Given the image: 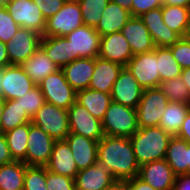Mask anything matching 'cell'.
<instances>
[{
    "label": "cell",
    "instance_id": "d6a6232c",
    "mask_svg": "<svg viewBox=\"0 0 190 190\" xmlns=\"http://www.w3.org/2000/svg\"><path fill=\"white\" fill-rule=\"evenodd\" d=\"M10 154L14 161H22L26 164V152L28 147L29 123L17 126L13 130L4 133Z\"/></svg>",
    "mask_w": 190,
    "mask_h": 190
},
{
    "label": "cell",
    "instance_id": "484cf974",
    "mask_svg": "<svg viewBox=\"0 0 190 190\" xmlns=\"http://www.w3.org/2000/svg\"><path fill=\"white\" fill-rule=\"evenodd\" d=\"M40 48L59 68L76 60L65 36H42Z\"/></svg>",
    "mask_w": 190,
    "mask_h": 190
},
{
    "label": "cell",
    "instance_id": "7a4b0ae2",
    "mask_svg": "<svg viewBox=\"0 0 190 190\" xmlns=\"http://www.w3.org/2000/svg\"><path fill=\"white\" fill-rule=\"evenodd\" d=\"M171 138L160 126L138 128L129 139L139 166L165 159Z\"/></svg>",
    "mask_w": 190,
    "mask_h": 190
},
{
    "label": "cell",
    "instance_id": "f907efd6",
    "mask_svg": "<svg viewBox=\"0 0 190 190\" xmlns=\"http://www.w3.org/2000/svg\"><path fill=\"white\" fill-rule=\"evenodd\" d=\"M105 190H129L128 189V180L127 181L115 180Z\"/></svg>",
    "mask_w": 190,
    "mask_h": 190
},
{
    "label": "cell",
    "instance_id": "9a60e30c",
    "mask_svg": "<svg viewBox=\"0 0 190 190\" xmlns=\"http://www.w3.org/2000/svg\"><path fill=\"white\" fill-rule=\"evenodd\" d=\"M143 90L129 69L123 67L112 86V101L136 109Z\"/></svg>",
    "mask_w": 190,
    "mask_h": 190
},
{
    "label": "cell",
    "instance_id": "6da1fadb",
    "mask_svg": "<svg viewBox=\"0 0 190 190\" xmlns=\"http://www.w3.org/2000/svg\"><path fill=\"white\" fill-rule=\"evenodd\" d=\"M97 162L103 165L115 180L127 181L139 175L132 143L127 137L104 136L98 141Z\"/></svg>",
    "mask_w": 190,
    "mask_h": 190
},
{
    "label": "cell",
    "instance_id": "8d00e7d4",
    "mask_svg": "<svg viewBox=\"0 0 190 190\" xmlns=\"http://www.w3.org/2000/svg\"><path fill=\"white\" fill-rule=\"evenodd\" d=\"M109 2L110 0H80L79 5L84 25L96 28L102 17L103 10Z\"/></svg>",
    "mask_w": 190,
    "mask_h": 190
},
{
    "label": "cell",
    "instance_id": "e0dca14e",
    "mask_svg": "<svg viewBox=\"0 0 190 190\" xmlns=\"http://www.w3.org/2000/svg\"><path fill=\"white\" fill-rule=\"evenodd\" d=\"M98 57L126 67L133 53L124 35L121 32H115L100 38Z\"/></svg>",
    "mask_w": 190,
    "mask_h": 190
},
{
    "label": "cell",
    "instance_id": "9f6ffc18",
    "mask_svg": "<svg viewBox=\"0 0 190 190\" xmlns=\"http://www.w3.org/2000/svg\"><path fill=\"white\" fill-rule=\"evenodd\" d=\"M187 175L190 176V144L188 143V170Z\"/></svg>",
    "mask_w": 190,
    "mask_h": 190
},
{
    "label": "cell",
    "instance_id": "603a6c76",
    "mask_svg": "<svg viewBox=\"0 0 190 190\" xmlns=\"http://www.w3.org/2000/svg\"><path fill=\"white\" fill-rule=\"evenodd\" d=\"M95 68V58H79L63 66L65 79L76 91L89 88Z\"/></svg>",
    "mask_w": 190,
    "mask_h": 190
},
{
    "label": "cell",
    "instance_id": "4dcf8cb0",
    "mask_svg": "<svg viewBox=\"0 0 190 190\" xmlns=\"http://www.w3.org/2000/svg\"><path fill=\"white\" fill-rule=\"evenodd\" d=\"M26 166L22 161L0 165V190H23Z\"/></svg>",
    "mask_w": 190,
    "mask_h": 190
},
{
    "label": "cell",
    "instance_id": "4316f807",
    "mask_svg": "<svg viewBox=\"0 0 190 190\" xmlns=\"http://www.w3.org/2000/svg\"><path fill=\"white\" fill-rule=\"evenodd\" d=\"M20 66L37 85L48 75L59 69L40 47Z\"/></svg>",
    "mask_w": 190,
    "mask_h": 190
},
{
    "label": "cell",
    "instance_id": "83f0119b",
    "mask_svg": "<svg viewBox=\"0 0 190 190\" xmlns=\"http://www.w3.org/2000/svg\"><path fill=\"white\" fill-rule=\"evenodd\" d=\"M76 102L85 107L95 118L102 121L112 102V97L111 94L87 88L76 92Z\"/></svg>",
    "mask_w": 190,
    "mask_h": 190
},
{
    "label": "cell",
    "instance_id": "836d02e7",
    "mask_svg": "<svg viewBox=\"0 0 190 190\" xmlns=\"http://www.w3.org/2000/svg\"><path fill=\"white\" fill-rule=\"evenodd\" d=\"M32 122L25 110L15 100H4L1 115L2 133L13 130L17 126Z\"/></svg>",
    "mask_w": 190,
    "mask_h": 190
},
{
    "label": "cell",
    "instance_id": "7bdbcfd3",
    "mask_svg": "<svg viewBox=\"0 0 190 190\" xmlns=\"http://www.w3.org/2000/svg\"><path fill=\"white\" fill-rule=\"evenodd\" d=\"M162 6L163 0H132L131 16L140 17L143 13Z\"/></svg>",
    "mask_w": 190,
    "mask_h": 190
},
{
    "label": "cell",
    "instance_id": "7402d4cb",
    "mask_svg": "<svg viewBox=\"0 0 190 190\" xmlns=\"http://www.w3.org/2000/svg\"><path fill=\"white\" fill-rule=\"evenodd\" d=\"M123 66L114 63L112 61L101 59L100 57L95 58V68L89 89L111 94L112 86L118 78Z\"/></svg>",
    "mask_w": 190,
    "mask_h": 190
},
{
    "label": "cell",
    "instance_id": "11a10c76",
    "mask_svg": "<svg viewBox=\"0 0 190 190\" xmlns=\"http://www.w3.org/2000/svg\"><path fill=\"white\" fill-rule=\"evenodd\" d=\"M4 100L0 97V134L2 133L1 115L3 112Z\"/></svg>",
    "mask_w": 190,
    "mask_h": 190
},
{
    "label": "cell",
    "instance_id": "bcb514c9",
    "mask_svg": "<svg viewBox=\"0 0 190 190\" xmlns=\"http://www.w3.org/2000/svg\"><path fill=\"white\" fill-rule=\"evenodd\" d=\"M176 137L186 140L190 144V110L187 113Z\"/></svg>",
    "mask_w": 190,
    "mask_h": 190
},
{
    "label": "cell",
    "instance_id": "ee69618b",
    "mask_svg": "<svg viewBox=\"0 0 190 190\" xmlns=\"http://www.w3.org/2000/svg\"><path fill=\"white\" fill-rule=\"evenodd\" d=\"M42 11L43 16L47 20L55 15L64 5L63 0H32Z\"/></svg>",
    "mask_w": 190,
    "mask_h": 190
},
{
    "label": "cell",
    "instance_id": "f6af8a7d",
    "mask_svg": "<svg viewBox=\"0 0 190 190\" xmlns=\"http://www.w3.org/2000/svg\"><path fill=\"white\" fill-rule=\"evenodd\" d=\"M14 161L7 144L4 133L0 134V165L7 164Z\"/></svg>",
    "mask_w": 190,
    "mask_h": 190
},
{
    "label": "cell",
    "instance_id": "7dc6e473",
    "mask_svg": "<svg viewBox=\"0 0 190 190\" xmlns=\"http://www.w3.org/2000/svg\"><path fill=\"white\" fill-rule=\"evenodd\" d=\"M129 190H156L150 184L145 183L138 176L128 180Z\"/></svg>",
    "mask_w": 190,
    "mask_h": 190
},
{
    "label": "cell",
    "instance_id": "74e56055",
    "mask_svg": "<svg viewBox=\"0 0 190 190\" xmlns=\"http://www.w3.org/2000/svg\"><path fill=\"white\" fill-rule=\"evenodd\" d=\"M32 119L41 106L45 104V98L38 85L29 90L20 98L14 99Z\"/></svg>",
    "mask_w": 190,
    "mask_h": 190
},
{
    "label": "cell",
    "instance_id": "9c48e42d",
    "mask_svg": "<svg viewBox=\"0 0 190 190\" xmlns=\"http://www.w3.org/2000/svg\"><path fill=\"white\" fill-rule=\"evenodd\" d=\"M126 67L143 89L159 87L161 78L155 49L150 52L133 55Z\"/></svg>",
    "mask_w": 190,
    "mask_h": 190
},
{
    "label": "cell",
    "instance_id": "8992f818",
    "mask_svg": "<svg viewBox=\"0 0 190 190\" xmlns=\"http://www.w3.org/2000/svg\"><path fill=\"white\" fill-rule=\"evenodd\" d=\"M169 104L166 95L158 88L144 89L137 105L139 128L159 126L165 108Z\"/></svg>",
    "mask_w": 190,
    "mask_h": 190
},
{
    "label": "cell",
    "instance_id": "f5cc1de1",
    "mask_svg": "<svg viewBox=\"0 0 190 190\" xmlns=\"http://www.w3.org/2000/svg\"><path fill=\"white\" fill-rule=\"evenodd\" d=\"M180 77L185 82L186 87L188 88L189 93H190V67L182 69V73Z\"/></svg>",
    "mask_w": 190,
    "mask_h": 190
},
{
    "label": "cell",
    "instance_id": "7c38bea8",
    "mask_svg": "<svg viewBox=\"0 0 190 190\" xmlns=\"http://www.w3.org/2000/svg\"><path fill=\"white\" fill-rule=\"evenodd\" d=\"M55 140L32 122L29 123L26 165L45 167L52 153Z\"/></svg>",
    "mask_w": 190,
    "mask_h": 190
},
{
    "label": "cell",
    "instance_id": "ab89813d",
    "mask_svg": "<svg viewBox=\"0 0 190 190\" xmlns=\"http://www.w3.org/2000/svg\"><path fill=\"white\" fill-rule=\"evenodd\" d=\"M20 26L7 12L5 7H0V41L7 43L16 34Z\"/></svg>",
    "mask_w": 190,
    "mask_h": 190
},
{
    "label": "cell",
    "instance_id": "d590c367",
    "mask_svg": "<svg viewBox=\"0 0 190 190\" xmlns=\"http://www.w3.org/2000/svg\"><path fill=\"white\" fill-rule=\"evenodd\" d=\"M159 89L171 102L190 103V93L181 77L161 81Z\"/></svg>",
    "mask_w": 190,
    "mask_h": 190
},
{
    "label": "cell",
    "instance_id": "5bb4252c",
    "mask_svg": "<svg viewBox=\"0 0 190 190\" xmlns=\"http://www.w3.org/2000/svg\"><path fill=\"white\" fill-rule=\"evenodd\" d=\"M65 38L70 41L75 59L99 56L101 36L95 28L82 25L66 35Z\"/></svg>",
    "mask_w": 190,
    "mask_h": 190
},
{
    "label": "cell",
    "instance_id": "3957f363",
    "mask_svg": "<svg viewBox=\"0 0 190 190\" xmlns=\"http://www.w3.org/2000/svg\"><path fill=\"white\" fill-rule=\"evenodd\" d=\"M106 136L130 138L138 130L137 111L116 102H111L102 120Z\"/></svg>",
    "mask_w": 190,
    "mask_h": 190
},
{
    "label": "cell",
    "instance_id": "ffe728a7",
    "mask_svg": "<svg viewBox=\"0 0 190 190\" xmlns=\"http://www.w3.org/2000/svg\"><path fill=\"white\" fill-rule=\"evenodd\" d=\"M120 32L130 44L133 55L150 52L155 49L150 32L139 17H131Z\"/></svg>",
    "mask_w": 190,
    "mask_h": 190
},
{
    "label": "cell",
    "instance_id": "d6986e66",
    "mask_svg": "<svg viewBox=\"0 0 190 190\" xmlns=\"http://www.w3.org/2000/svg\"><path fill=\"white\" fill-rule=\"evenodd\" d=\"M65 141L72 151L78 171L97 163L98 141L75 133H69Z\"/></svg>",
    "mask_w": 190,
    "mask_h": 190
},
{
    "label": "cell",
    "instance_id": "1f68e13d",
    "mask_svg": "<svg viewBox=\"0 0 190 190\" xmlns=\"http://www.w3.org/2000/svg\"><path fill=\"white\" fill-rule=\"evenodd\" d=\"M163 22L181 37H185L190 24V8L182 6H162Z\"/></svg>",
    "mask_w": 190,
    "mask_h": 190
},
{
    "label": "cell",
    "instance_id": "f1b7e54d",
    "mask_svg": "<svg viewBox=\"0 0 190 190\" xmlns=\"http://www.w3.org/2000/svg\"><path fill=\"white\" fill-rule=\"evenodd\" d=\"M189 110L190 103L169 101L163 112L159 126L172 137L177 136Z\"/></svg>",
    "mask_w": 190,
    "mask_h": 190
},
{
    "label": "cell",
    "instance_id": "ba28073f",
    "mask_svg": "<svg viewBox=\"0 0 190 190\" xmlns=\"http://www.w3.org/2000/svg\"><path fill=\"white\" fill-rule=\"evenodd\" d=\"M5 8L21 28L34 30L43 36L46 19L32 0H8Z\"/></svg>",
    "mask_w": 190,
    "mask_h": 190
},
{
    "label": "cell",
    "instance_id": "5b68a950",
    "mask_svg": "<svg viewBox=\"0 0 190 190\" xmlns=\"http://www.w3.org/2000/svg\"><path fill=\"white\" fill-rule=\"evenodd\" d=\"M46 103L68 110L76 102V91L59 68L38 83Z\"/></svg>",
    "mask_w": 190,
    "mask_h": 190
},
{
    "label": "cell",
    "instance_id": "e575fe53",
    "mask_svg": "<svg viewBox=\"0 0 190 190\" xmlns=\"http://www.w3.org/2000/svg\"><path fill=\"white\" fill-rule=\"evenodd\" d=\"M161 81L179 77L182 68L174 59L169 47H155Z\"/></svg>",
    "mask_w": 190,
    "mask_h": 190
},
{
    "label": "cell",
    "instance_id": "680465c9",
    "mask_svg": "<svg viewBox=\"0 0 190 190\" xmlns=\"http://www.w3.org/2000/svg\"><path fill=\"white\" fill-rule=\"evenodd\" d=\"M65 3H79L80 0H63Z\"/></svg>",
    "mask_w": 190,
    "mask_h": 190
},
{
    "label": "cell",
    "instance_id": "f35d334b",
    "mask_svg": "<svg viewBox=\"0 0 190 190\" xmlns=\"http://www.w3.org/2000/svg\"><path fill=\"white\" fill-rule=\"evenodd\" d=\"M23 190H47L46 167L26 166Z\"/></svg>",
    "mask_w": 190,
    "mask_h": 190
},
{
    "label": "cell",
    "instance_id": "277c9868",
    "mask_svg": "<svg viewBox=\"0 0 190 190\" xmlns=\"http://www.w3.org/2000/svg\"><path fill=\"white\" fill-rule=\"evenodd\" d=\"M32 123L55 141L65 140L70 133L68 110L46 102L36 112Z\"/></svg>",
    "mask_w": 190,
    "mask_h": 190
},
{
    "label": "cell",
    "instance_id": "30bf717a",
    "mask_svg": "<svg viewBox=\"0 0 190 190\" xmlns=\"http://www.w3.org/2000/svg\"><path fill=\"white\" fill-rule=\"evenodd\" d=\"M84 25L79 3H64L63 7L46 20L43 36H66Z\"/></svg>",
    "mask_w": 190,
    "mask_h": 190
},
{
    "label": "cell",
    "instance_id": "db71d44e",
    "mask_svg": "<svg viewBox=\"0 0 190 190\" xmlns=\"http://www.w3.org/2000/svg\"><path fill=\"white\" fill-rule=\"evenodd\" d=\"M111 1L120 5L122 8L130 11V13H131L132 0H111Z\"/></svg>",
    "mask_w": 190,
    "mask_h": 190
},
{
    "label": "cell",
    "instance_id": "60d3db41",
    "mask_svg": "<svg viewBox=\"0 0 190 190\" xmlns=\"http://www.w3.org/2000/svg\"><path fill=\"white\" fill-rule=\"evenodd\" d=\"M174 59L182 69L190 67V42L181 37L176 43L169 47Z\"/></svg>",
    "mask_w": 190,
    "mask_h": 190
},
{
    "label": "cell",
    "instance_id": "4fadbf2b",
    "mask_svg": "<svg viewBox=\"0 0 190 190\" xmlns=\"http://www.w3.org/2000/svg\"><path fill=\"white\" fill-rule=\"evenodd\" d=\"M68 121L70 133L95 141H99L105 136L102 121L91 115L85 107L77 102L68 109Z\"/></svg>",
    "mask_w": 190,
    "mask_h": 190
},
{
    "label": "cell",
    "instance_id": "6f0895ef",
    "mask_svg": "<svg viewBox=\"0 0 190 190\" xmlns=\"http://www.w3.org/2000/svg\"><path fill=\"white\" fill-rule=\"evenodd\" d=\"M185 38L190 42V24H189V26L187 28V32H186Z\"/></svg>",
    "mask_w": 190,
    "mask_h": 190
},
{
    "label": "cell",
    "instance_id": "44dd1931",
    "mask_svg": "<svg viewBox=\"0 0 190 190\" xmlns=\"http://www.w3.org/2000/svg\"><path fill=\"white\" fill-rule=\"evenodd\" d=\"M46 169L54 174L75 179L78 171L72 151L65 140L55 141Z\"/></svg>",
    "mask_w": 190,
    "mask_h": 190
},
{
    "label": "cell",
    "instance_id": "91938a15",
    "mask_svg": "<svg viewBox=\"0 0 190 190\" xmlns=\"http://www.w3.org/2000/svg\"><path fill=\"white\" fill-rule=\"evenodd\" d=\"M8 2V0H0V7H5V4Z\"/></svg>",
    "mask_w": 190,
    "mask_h": 190
},
{
    "label": "cell",
    "instance_id": "f546056e",
    "mask_svg": "<svg viewBox=\"0 0 190 190\" xmlns=\"http://www.w3.org/2000/svg\"><path fill=\"white\" fill-rule=\"evenodd\" d=\"M165 160L174 174L187 175L188 170V142L176 136L169 141Z\"/></svg>",
    "mask_w": 190,
    "mask_h": 190
},
{
    "label": "cell",
    "instance_id": "816d5d0a",
    "mask_svg": "<svg viewBox=\"0 0 190 190\" xmlns=\"http://www.w3.org/2000/svg\"><path fill=\"white\" fill-rule=\"evenodd\" d=\"M163 5L182 6L190 8V0H163Z\"/></svg>",
    "mask_w": 190,
    "mask_h": 190
},
{
    "label": "cell",
    "instance_id": "b9f144b4",
    "mask_svg": "<svg viewBox=\"0 0 190 190\" xmlns=\"http://www.w3.org/2000/svg\"><path fill=\"white\" fill-rule=\"evenodd\" d=\"M47 190H76L75 179L54 174L46 169Z\"/></svg>",
    "mask_w": 190,
    "mask_h": 190
},
{
    "label": "cell",
    "instance_id": "ac0fdd59",
    "mask_svg": "<svg viewBox=\"0 0 190 190\" xmlns=\"http://www.w3.org/2000/svg\"><path fill=\"white\" fill-rule=\"evenodd\" d=\"M138 177L156 190H172L176 179L165 159L141 165Z\"/></svg>",
    "mask_w": 190,
    "mask_h": 190
},
{
    "label": "cell",
    "instance_id": "c3c4849f",
    "mask_svg": "<svg viewBox=\"0 0 190 190\" xmlns=\"http://www.w3.org/2000/svg\"><path fill=\"white\" fill-rule=\"evenodd\" d=\"M172 190H190V176L186 174L176 176Z\"/></svg>",
    "mask_w": 190,
    "mask_h": 190
},
{
    "label": "cell",
    "instance_id": "8fae6325",
    "mask_svg": "<svg viewBox=\"0 0 190 190\" xmlns=\"http://www.w3.org/2000/svg\"><path fill=\"white\" fill-rule=\"evenodd\" d=\"M42 35L38 32L19 28L16 34L6 43L10 65H21L40 47Z\"/></svg>",
    "mask_w": 190,
    "mask_h": 190
},
{
    "label": "cell",
    "instance_id": "681fc988",
    "mask_svg": "<svg viewBox=\"0 0 190 190\" xmlns=\"http://www.w3.org/2000/svg\"><path fill=\"white\" fill-rule=\"evenodd\" d=\"M8 52L6 50V44L0 41V68L9 66Z\"/></svg>",
    "mask_w": 190,
    "mask_h": 190
},
{
    "label": "cell",
    "instance_id": "d4e9b609",
    "mask_svg": "<svg viewBox=\"0 0 190 190\" xmlns=\"http://www.w3.org/2000/svg\"><path fill=\"white\" fill-rule=\"evenodd\" d=\"M131 17L130 11L110 0L103 10L102 17L95 30L101 37L115 32H120Z\"/></svg>",
    "mask_w": 190,
    "mask_h": 190
},
{
    "label": "cell",
    "instance_id": "52a82bcc",
    "mask_svg": "<svg viewBox=\"0 0 190 190\" xmlns=\"http://www.w3.org/2000/svg\"><path fill=\"white\" fill-rule=\"evenodd\" d=\"M36 85L20 65L0 68V97L3 100L20 98Z\"/></svg>",
    "mask_w": 190,
    "mask_h": 190
},
{
    "label": "cell",
    "instance_id": "cb8c5ba5",
    "mask_svg": "<svg viewBox=\"0 0 190 190\" xmlns=\"http://www.w3.org/2000/svg\"><path fill=\"white\" fill-rule=\"evenodd\" d=\"M114 181L111 173L97 162L77 173L75 187L76 190H105Z\"/></svg>",
    "mask_w": 190,
    "mask_h": 190
},
{
    "label": "cell",
    "instance_id": "2e32d148",
    "mask_svg": "<svg viewBox=\"0 0 190 190\" xmlns=\"http://www.w3.org/2000/svg\"><path fill=\"white\" fill-rule=\"evenodd\" d=\"M139 18L149 30L155 47H170L181 38L163 22L162 7L145 12Z\"/></svg>",
    "mask_w": 190,
    "mask_h": 190
}]
</instances>
